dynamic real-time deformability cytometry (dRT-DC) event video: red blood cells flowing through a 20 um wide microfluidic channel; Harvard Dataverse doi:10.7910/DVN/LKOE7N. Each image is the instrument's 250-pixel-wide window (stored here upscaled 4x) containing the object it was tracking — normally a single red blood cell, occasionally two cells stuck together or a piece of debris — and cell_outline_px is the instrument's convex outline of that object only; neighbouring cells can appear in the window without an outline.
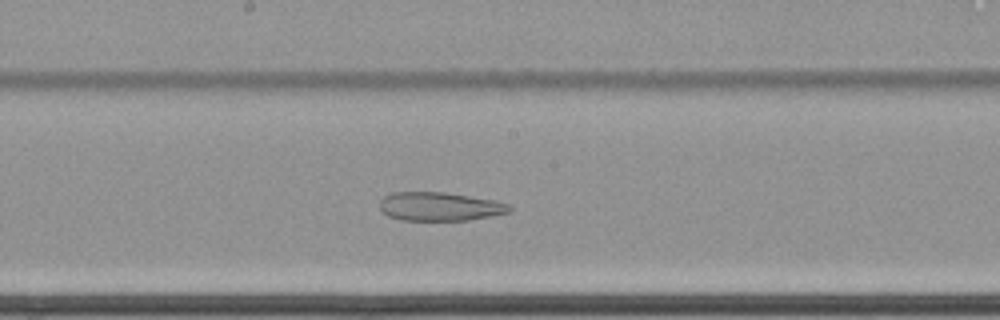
{"species": "common noctule bat (a hibernating species)", "species_latin": "Nyctalus noctula", "temperature_condition": "cold", "stored_images_in_passage": 66, "camera_frame_rate_fps": 3000, "um_per_image_px": 0.085, "animal": {"sex": "female", "body_mass_g": 22.7, "forearm_length_mm": 54.2}, "frame": {"image": 1, "passage_image": 39, "time_ms": 12.667, "image_size_px": [1000, 320], "cell_outline_px": [[512, 212], [492, 216], [468, 220], [400, 220], [388, 216], [380, 208], [380, 200], [384, 196], [392, 192], [444, 192], [492, 200], [512, 204]], "centroid_in_image_um": [37.4, 17.55], "position_along_channel_um": 210.8, "area_um2": 21.73}}
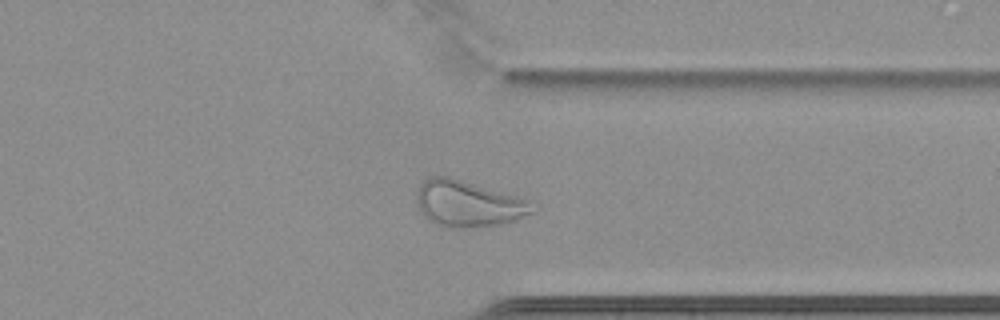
{"frame": {"image": 2, "passage_image": 53, "time_ms": 17.333, "image_size_px": [1000, 320], "cell_outline_px": [[540, 208], [536, 212], [516, 220], [500, 224], [472, 228], [452, 228], [436, 224], [428, 220], [420, 212], [416, 204], [416, 192], [420, 184], [428, 176], [448, 176], [536, 200]], "centroid_in_image_um": [39.9, 17.31], "position_along_channel_um": 371.5, "area_um2": 32.37}}
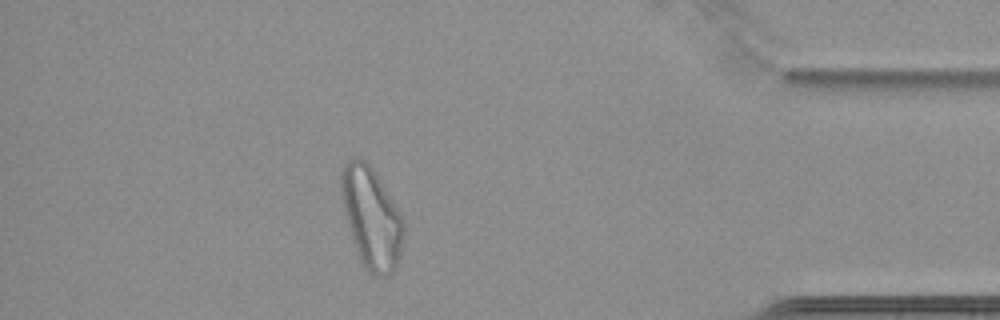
{"frame": {"image": 3, "passage_image": 59, "time_ms": 19.333, "image_size_px": [1000, 320], "cell_outline_px": [[404, 232], [400, 256], [396, 268], [388, 276], [372, 276], [368, 272], [360, 260], [356, 252], [352, 240], [340, 200], [340, 172], [344, 164], [348, 160], [364, 160], [376, 172], [400, 212], [404, 224]], "centroid_in_image_um": [31.55, 18.54], "position_along_channel_um": 403.6, "area_um2": 37.11}}